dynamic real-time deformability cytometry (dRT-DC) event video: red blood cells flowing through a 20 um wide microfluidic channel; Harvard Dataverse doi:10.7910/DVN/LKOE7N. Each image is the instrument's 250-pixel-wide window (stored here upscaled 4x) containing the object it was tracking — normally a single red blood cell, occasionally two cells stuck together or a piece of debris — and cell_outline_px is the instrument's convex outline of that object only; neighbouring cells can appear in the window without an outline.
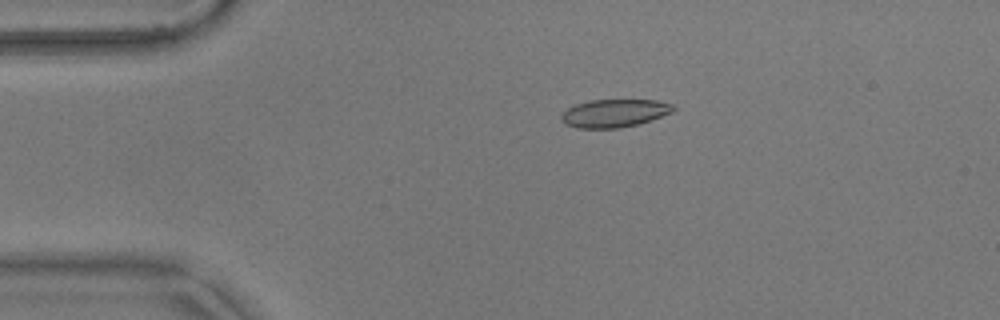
{"species": "common noctule bat (a hibernating species)", "species_latin": "Nyctalus noctula", "temperature_condition": "warm", "stored_images_in_passage": 6, "camera_frame_rate_fps": 3000, "um_per_image_px": 0.085, "animal": {"sex": "male", "body_mass_g": 17.9}, "frame": {"image": 1, "passage_image": 1, "time_ms": 0.0, "image_size_px": [1000, 320], "cell_outline_px": [[676, 108], [672, 112], [652, 120], [640, 124], [620, 128], [576, 128], [564, 124], [560, 120], [560, 116], [568, 108], [576, 104], [588, 100], [656, 100], [672, 104]], "centroid_in_image_um": [52.21, 9.63], "position_along_channel_um": 32.8, "area_um2": 18.44}}